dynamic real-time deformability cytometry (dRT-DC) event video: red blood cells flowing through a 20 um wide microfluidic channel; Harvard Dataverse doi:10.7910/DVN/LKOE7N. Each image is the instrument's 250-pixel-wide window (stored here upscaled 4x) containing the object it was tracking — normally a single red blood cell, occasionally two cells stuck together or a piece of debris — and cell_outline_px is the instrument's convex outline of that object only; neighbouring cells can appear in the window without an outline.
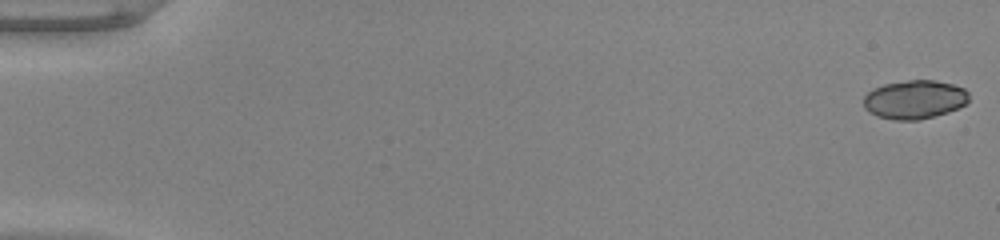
{"species": "common noctule bat (a hibernating species)", "species_latin": "Nyctalus noctula", "temperature_condition": "warm", "stored_images_in_passage": 53, "segment_of_instrument_passage": [1, 2], "camera_frame_rate_fps": 3000, "um_per_image_px": 0.085, "animal": {"sex": "male", "body_mass_g": 20.0, "forearm_length_mm": 53.3}, "frame": {"image": 1, "passage_image": 1, "time_ms": 0.0, "image_size_px": [1000, 240], "cell_outline_px": [[968, 100], [964, 104], [948, 112], [920, 120], [896, 120], [876, 116], [868, 112], [864, 108], [864, 96], [872, 88], [884, 84], [908, 80], [936, 80], [952, 84], [964, 88], [968, 92]], "centroid_in_image_um": [77.71, 8.46], "position_along_channel_um": 7.3, "area_um2": 23.81}}
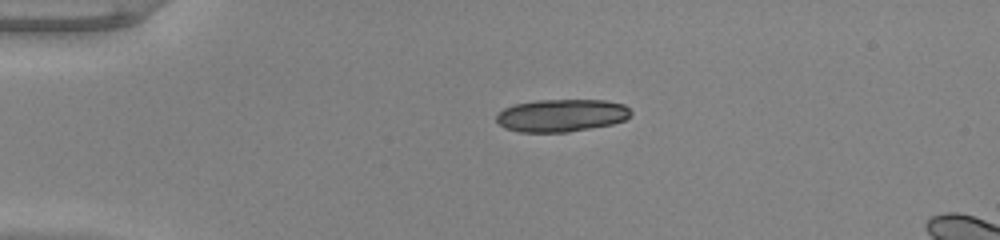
{"frame": {"image": 2, "passage_image": 13, "time_ms": 4.0, "image_size_px": [1000, 240], "cell_outline_px": [[632, 112], [624, 120], [612, 124], [568, 132], [520, 132], [504, 128], [496, 120], [496, 112], [504, 108], [516, 104], [536, 100], [604, 100], [624, 104]], "centroid_in_image_um": [47.69, 9.81], "position_along_channel_um": 37.3, "area_um2": 25.55}}